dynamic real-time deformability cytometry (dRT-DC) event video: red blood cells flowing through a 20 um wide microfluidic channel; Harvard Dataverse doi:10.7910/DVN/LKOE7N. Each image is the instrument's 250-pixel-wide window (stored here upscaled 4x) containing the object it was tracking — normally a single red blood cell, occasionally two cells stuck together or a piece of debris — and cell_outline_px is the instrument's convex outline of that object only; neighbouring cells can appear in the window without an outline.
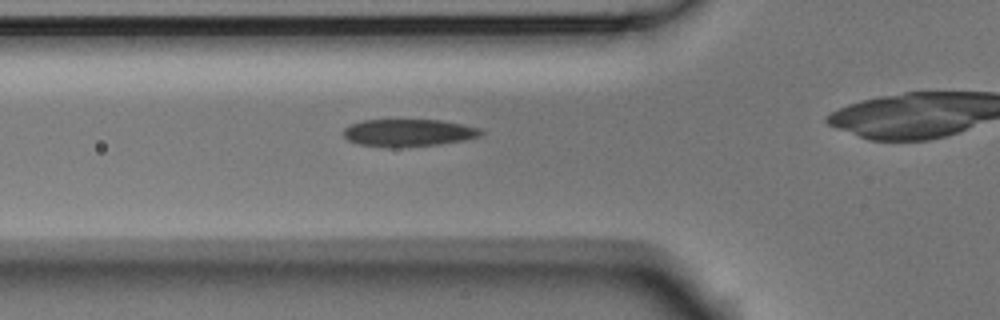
{"species": "Egyptian fruit bat (a non-hibernating species)", "species_latin": "Rousettus aegyptiacus", "temperature_condition": "room temperature", "stored_images_in_passage": 4, "camera_frame_rate_fps": 3000, "um_per_image_px": 0.085, "animal": {"sex": "male"}, "frame": {"image": 1, "passage_image": 2, "time_ms": 0.333, "image_size_px": [1000, 320], "cell_outline_px": [[484, 132], [480, 136], [464, 140], [440, 144], [392, 148], [360, 144], [348, 140], [344, 136], [344, 128], [352, 124], [364, 120], [440, 120], [480, 128]], "centroid_in_image_um": [34.72, 11.29], "position_along_channel_um": 91.1, "area_um2": 21.79}}